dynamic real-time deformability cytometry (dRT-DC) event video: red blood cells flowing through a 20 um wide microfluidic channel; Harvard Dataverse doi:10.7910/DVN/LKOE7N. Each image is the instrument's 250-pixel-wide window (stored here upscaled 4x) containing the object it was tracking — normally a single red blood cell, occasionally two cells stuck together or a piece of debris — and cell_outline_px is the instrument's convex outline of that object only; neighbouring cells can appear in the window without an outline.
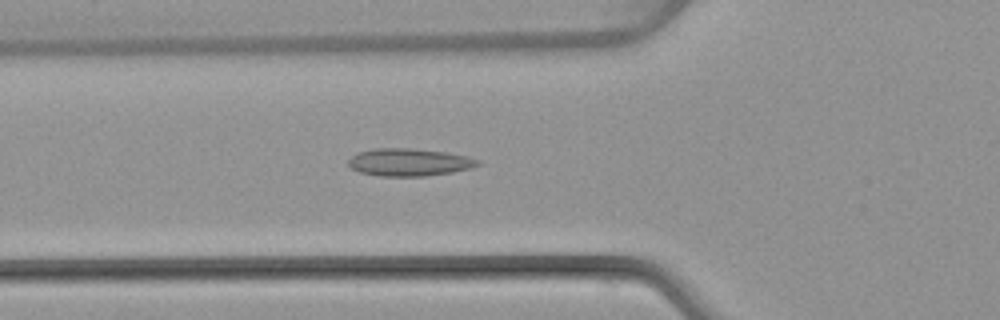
{"species": "common noctule bat (a hibernating species)", "species_latin": "Nyctalus noctula", "temperature_condition": "warm", "stored_images_in_passage": 49, "camera_frame_rate_fps": 3000, "um_per_image_px": 0.085, "animal": {"sex": "female", "body_mass_g": 22.7, "forearm_length_mm": 54.2}, "frame": {"image": 1, "passage_image": 17, "time_ms": 5.333, "image_size_px": [1000, 320], "cell_outline_px": [[480, 164], [468, 168], [452, 172], [424, 176], [380, 176], [360, 172], [352, 168], [348, 164], [348, 160], [352, 156], [360, 152], [372, 148], [408, 148], [444, 152], [468, 156], [480, 160]], "centroid_in_image_um": [34.76, 13.79], "position_along_channel_um": 91.0, "area_um2": 20.58}}
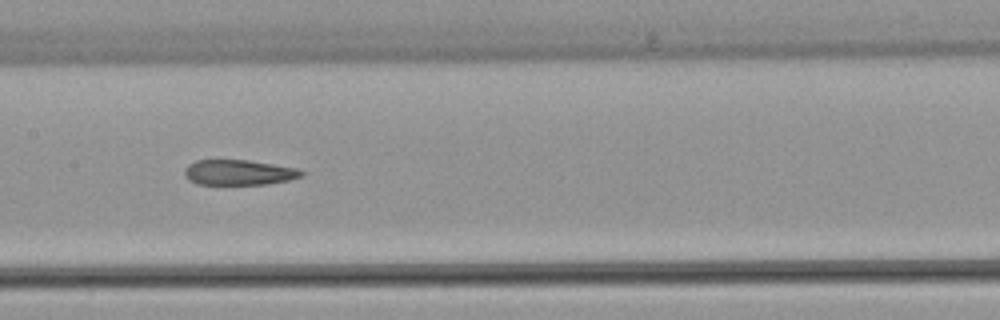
{"frame": {"image": 2, "passage_image": 24, "time_ms": 7.667, "image_size_px": [1000, 320], "cell_outline_px": [[304, 176], [288, 180], [264, 184], [196, 184], [188, 180], [184, 176], [184, 168], [188, 164], [196, 160], [248, 160], [296, 168], [304, 172]], "centroid_in_image_um": [20.25, 14.65], "position_along_channel_um": 187.1, "area_um2": 17.22}}
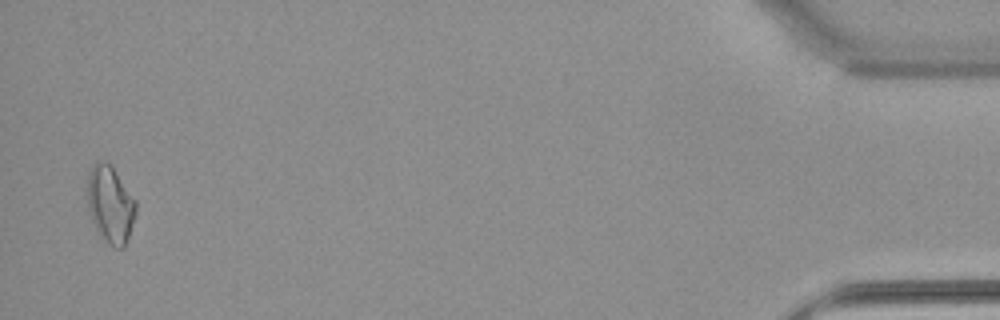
{"frame": {"image": 3, "passage_image": 48, "time_ms": 15.667, "image_size_px": [1000, 320], "cell_outline_px": [[136, 212], [124, 248], [116, 248], [108, 244], [100, 236], [92, 220], [88, 208], [88, 176], [92, 164], [96, 160], [104, 160], [112, 164], [136, 200]], "centroid_in_image_um": [9.38, 17.33], "position_along_channel_um": 425.8, "area_um2": 21.96}, "authors_computed_cell_mechanics": {"area_um2": 19.363, "velocity_mm_per_s": 4.0963, "shape_relaxation_time_tau1_ms": null, "shape_relaxation_time_tau2_ms": 3.3322, "deformation_change_tau1": null, "deformation_change_tau2": 0.1338}}